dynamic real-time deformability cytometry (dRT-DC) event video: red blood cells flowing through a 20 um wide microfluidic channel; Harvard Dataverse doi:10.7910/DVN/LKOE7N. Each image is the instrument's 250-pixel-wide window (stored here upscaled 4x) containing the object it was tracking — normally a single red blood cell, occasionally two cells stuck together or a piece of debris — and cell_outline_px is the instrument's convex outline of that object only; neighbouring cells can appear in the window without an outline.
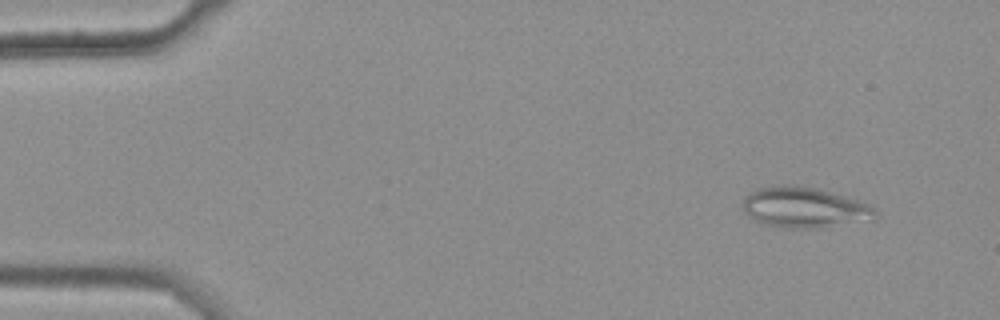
{"species": "common noctule bat (a hibernating species)", "species_latin": "Nyctalus noctula", "temperature_condition": "warm", "stored_images_in_passage": 43, "camera_frame_rate_fps": 3000, "um_per_image_px": 0.085, "animal": {"sex": "female", "body_mass_g": 25.1}, "frame": {"image": 1, "passage_image": 1, "time_ms": 0.0, "image_size_px": [1000, 320], "cell_outline_px": [[876, 216], [872, 220], [824, 228], [784, 228], [764, 224], [748, 216], [744, 212], [744, 196], [756, 188], [784, 184], [804, 184], [872, 204], [876, 212]], "centroid_in_image_um": [68.39, 17.62], "position_along_channel_um": 16.6, "area_um2": 31.96}}
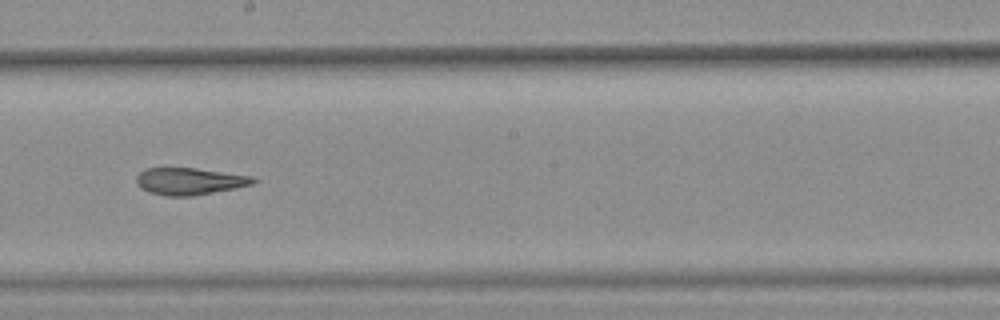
{"frame": {"image": 2, "passage_image": 27, "time_ms": 8.667, "image_size_px": [1000, 320], "cell_outline_px": [[260, 180], [252, 184], [192, 196], [164, 196], [148, 192], [140, 188], [136, 184], [136, 176], [144, 168], [196, 168], [252, 176]], "centroid_in_image_um": [16.06, 15.4], "position_along_channel_um": 232.1, "area_um2": 18.38}}
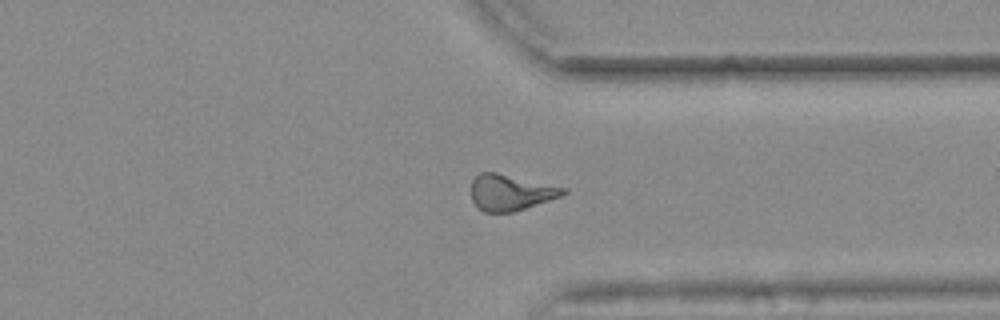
{"frame": {"image": 3, "passage_image": 38, "time_ms": 12.333, "image_size_px": [1000, 320], "cell_outline_px": [[568, 192], [560, 196], [512, 212], [484, 212], [472, 200], [472, 180], [480, 172], [496, 172], [568, 188]], "centroid_in_image_um": [43.4, 16.34], "position_along_channel_um": 368.0, "area_um2": 19.02}, "authors_computed_cell_mechanics": {"area_um2": 19.2474, "velocity_mm_per_s": 3.7049, "shape_relaxation_time_tau1_ms": null, "shape_relaxation_time_tau2_ms": 3.0792, "deformation_change_tau1": null, "deformation_change_tau2": 0.125}}